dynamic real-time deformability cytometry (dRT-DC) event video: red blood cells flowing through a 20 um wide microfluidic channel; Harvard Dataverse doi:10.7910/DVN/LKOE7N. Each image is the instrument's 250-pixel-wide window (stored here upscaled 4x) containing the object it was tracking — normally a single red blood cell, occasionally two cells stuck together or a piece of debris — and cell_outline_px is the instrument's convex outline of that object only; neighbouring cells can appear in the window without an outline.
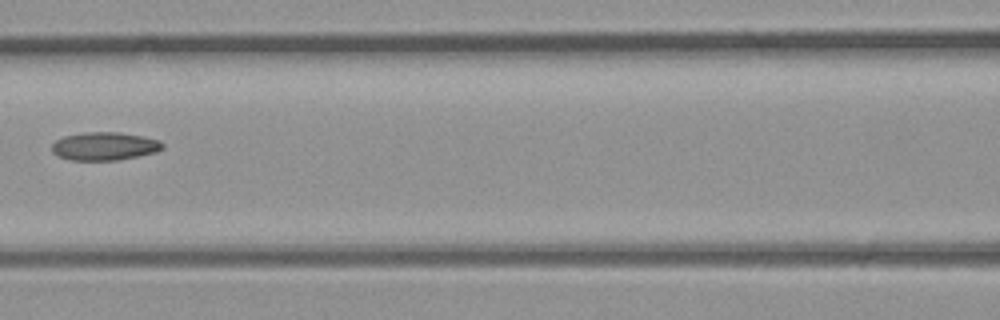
{"species": "common noctule bat (a hibernating species)", "species_latin": "Nyctalus noctula", "temperature_condition": "room temperature", "stored_images_in_passage": 7, "segment_of_instrument_passage": [1, 2], "camera_frame_rate_fps": 3000, "um_per_image_px": 0.085, "animal": {"sex": "male", "body_mass_g": 23.1, "forearm_length_mm": 52.7}, "frame": {"image": 1, "passage_image": 6, "time_ms": 1.667, "image_size_px": [1000, 320], "cell_outline_px": [[164, 148], [156, 152], [120, 160], [68, 160], [52, 152], [52, 144], [56, 140], [64, 136], [84, 132], [120, 132], [160, 140], [164, 144]], "centroid_in_image_um": [8.89, 12.43], "position_along_channel_um": 157.7, "area_um2": 18.21}}